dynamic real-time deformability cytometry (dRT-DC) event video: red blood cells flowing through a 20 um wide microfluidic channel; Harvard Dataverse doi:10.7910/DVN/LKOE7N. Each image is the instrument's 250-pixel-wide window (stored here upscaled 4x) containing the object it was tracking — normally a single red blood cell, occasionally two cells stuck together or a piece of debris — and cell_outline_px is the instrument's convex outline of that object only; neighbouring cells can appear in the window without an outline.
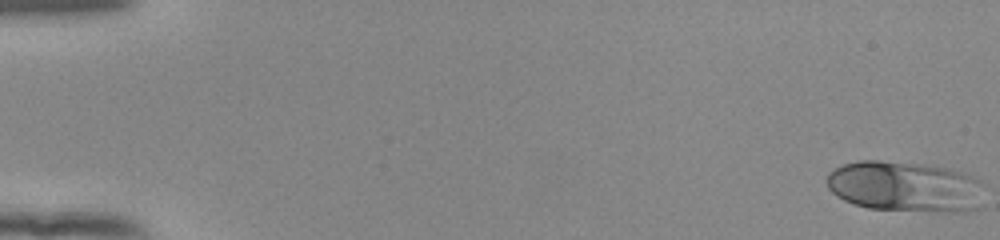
{"species": "human", "species_latin": "Homo sapiens", "temperature_condition": "room temperature", "stored_images_in_passage": 54, "camera_frame_rate_fps": 3000, "um_per_image_px": 0.085, "donor": {"sex": "female"}, "frame": {"image": 1, "passage_image": 1, "time_ms": 0.0, "image_size_px": [1000, 240], "cell_outline_px": [[984, 184], [980, 208], [964, 212], [940, 212], [868, 208], [844, 200], [836, 196], [828, 188], [828, 172], [844, 164], [860, 160], [880, 160], [924, 164], [948, 168], [972, 176]], "centroid_in_image_um": [76.97, 15.87], "position_along_channel_um": 8.0, "area_um2": 46.88}}
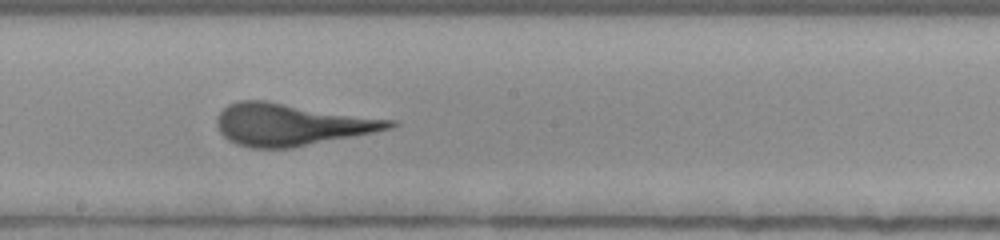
{"frame": {"image": 2, "passage_image": 31, "time_ms": 10.0, "image_size_px": [1000, 240], "cell_outline_px": [[400, 124], [392, 128], [292, 148], [252, 148], [236, 144], [228, 140], [220, 132], [216, 124], [216, 116], [228, 104], [240, 100], [264, 100], [396, 120]], "centroid_in_image_um": [24.74, 10.58], "position_along_channel_um": 223.5, "area_um2": 42.25}}
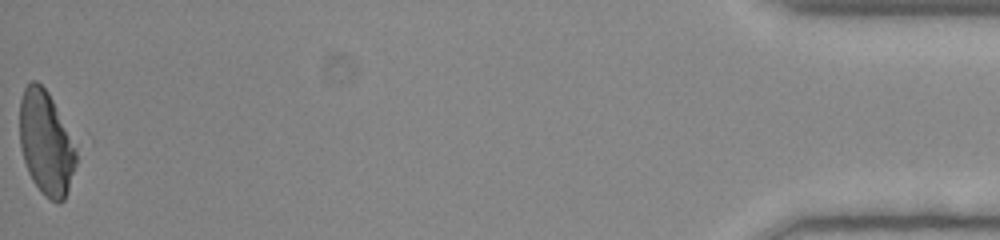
{"frame": {"image": 3, "passage_image": 54, "time_ms": 17.667, "image_size_px": [1000, 240], "cell_outline_px": [[76, 164], [64, 200], [60, 204], [44, 196], [32, 180], [28, 172], [20, 148], [20, 100], [24, 88], [32, 80], [36, 80], [48, 92], [76, 148]], "centroid_in_image_um": [3.89, 12.18], "position_along_channel_um": 431.3, "area_um2": 33.76}}